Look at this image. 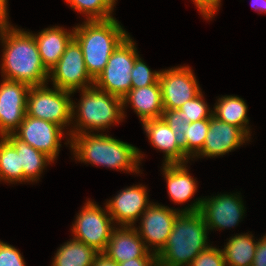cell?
<instances>
[{
  "label": "cell",
  "mask_w": 266,
  "mask_h": 266,
  "mask_svg": "<svg viewBox=\"0 0 266 266\" xmlns=\"http://www.w3.org/2000/svg\"><path fill=\"white\" fill-rule=\"evenodd\" d=\"M2 46L1 73L5 80L23 82L29 86L48 84L49 71L45 68L32 32L13 27L0 20Z\"/></svg>",
  "instance_id": "obj_1"
},
{
  "label": "cell",
  "mask_w": 266,
  "mask_h": 266,
  "mask_svg": "<svg viewBox=\"0 0 266 266\" xmlns=\"http://www.w3.org/2000/svg\"><path fill=\"white\" fill-rule=\"evenodd\" d=\"M68 142V143H67ZM73 156L81 163L140 173L142 152L135 146L103 133H80L67 139Z\"/></svg>",
  "instance_id": "obj_2"
},
{
  "label": "cell",
  "mask_w": 266,
  "mask_h": 266,
  "mask_svg": "<svg viewBox=\"0 0 266 266\" xmlns=\"http://www.w3.org/2000/svg\"><path fill=\"white\" fill-rule=\"evenodd\" d=\"M207 233L199 211L180 212L165 247L157 255L158 266H190L200 252L211 246Z\"/></svg>",
  "instance_id": "obj_3"
},
{
  "label": "cell",
  "mask_w": 266,
  "mask_h": 266,
  "mask_svg": "<svg viewBox=\"0 0 266 266\" xmlns=\"http://www.w3.org/2000/svg\"><path fill=\"white\" fill-rule=\"evenodd\" d=\"M74 27V39L81 46L88 74L95 80L111 54L129 35L116 18L84 21Z\"/></svg>",
  "instance_id": "obj_4"
},
{
  "label": "cell",
  "mask_w": 266,
  "mask_h": 266,
  "mask_svg": "<svg viewBox=\"0 0 266 266\" xmlns=\"http://www.w3.org/2000/svg\"><path fill=\"white\" fill-rule=\"evenodd\" d=\"M80 91L82 93L79 103L72 100L71 125L74 124L69 133H65L69 138L75 134L93 133L96 130L98 133L99 130L104 132L106 128L109 129L111 125L118 124L125 118L123 99L100 90L94 85Z\"/></svg>",
  "instance_id": "obj_5"
},
{
  "label": "cell",
  "mask_w": 266,
  "mask_h": 266,
  "mask_svg": "<svg viewBox=\"0 0 266 266\" xmlns=\"http://www.w3.org/2000/svg\"><path fill=\"white\" fill-rule=\"evenodd\" d=\"M128 35L113 51L104 70L94 80V86L123 99L131 89V70L140 56L136 43Z\"/></svg>",
  "instance_id": "obj_6"
},
{
  "label": "cell",
  "mask_w": 266,
  "mask_h": 266,
  "mask_svg": "<svg viewBox=\"0 0 266 266\" xmlns=\"http://www.w3.org/2000/svg\"><path fill=\"white\" fill-rule=\"evenodd\" d=\"M72 94L74 92L56 87L48 88L47 84L31 86L27 96L26 115L68 129L72 122Z\"/></svg>",
  "instance_id": "obj_7"
},
{
  "label": "cell",
  "mask_w": 266,
  "mask_h": 266,
  "mask_svg": "<svg viewBox=\"0 0 266 266\" xmlns=\"http://www.w3.org/2000/svg\"><path fill=\"white\" fill-rule=\"evenodd\" d=\"M239 194H218L211 198H198L181 212L199 211L209 231L233 228L243 219L246 211Z\"/></svg>",
  "instance_id": "obj_8"
},
{
  "label": "cell",
  "mask_w": 266,
  "mask_h": 266,
  "mask_svg": "<svg viewBox=\"0 0 266 266\" xmlns=\"http://www.w3.org/2000/svg\"><path fill=\"white\" fill-rule=\"evenodd\" d=\"M76 216L71 229L73 238L103 253L115 228L106 205L103 209L94 201L87 200Z\"/></svg>",
  "instance_id": "obj_9"
},
{
  "label": "cell",
  "mask_w": 266,
  "mask_h": 266,
  "mask_svg": "<svg viewBox=\"0 0 266 266\" xmlns=\"http://www.w3.org/2000/svg\"><path fill=\"white\" fill-rule=\"evenodd\" d=\"M53 87L75 92L94 85L84 63L81 46L73 38L57 64L49 71Z\"/></svg>",
  "instance_id": "obj_10"
},
{
  "label": "cell",
  "mask_w": 266,
  "mask_h": 266,
  "mask_svg": "<svg viewBox=\"0 0 266 266\" xmlns=\"http://www.w3.org/2000/svg\"><path fill=\"white\" fill-rule=\"evenodd\" d=\"M180 212L181 209L177 210L152 202L141 215L140 226L135 229L151 253L158 255L163 250Z\"/></svg>",
  "instance_id": "obj_11"
},
{
  "label": "cell",
  "mask_w": 266,
  "mask_h": 266,
  "mask_svg": "<svg viewBox=\"0 0 266 266\" xmlns=\"http://www.w3.org/2000/svg\"><path fill=\"white\" fill-rule=\"evenodd\" d=\"M159 83L164 109H178L202 91L188 65L160 70Z\"/></svg>",
  "instance_id": "obj_12"
},
{
  "label": "cell",
  "mask_w": 266,
  "mask_h": 266,
  "mask_svg": "<svg viewBox=\"0 0 266 266\" xmlns=\"http://www.w3.org/2000/svg\"><path fill=\"white\" fill-rule=\"evenodd\" d=\"M63 130L57 124L25 115L14 134L55 161L62 147L61 140L65 133Z\"/></svg>",
  "instance_id": "obj_13"
},
{
  "label": "cell",
  "mask_w": 266,
  "mask_h": 266,
  "mask_svg": "<svg viewBox=\"0 0 266 266\" xmlns=\"http://www.w3.org/2000/svg\"><path fill=\"white\" fill-rule=\"evenodd\" d=\"M31 86L3 79L0 84V137L14 133L26 115L27 96Z\"/></svg>",
  "instance_id": "obj_14"
},
{
  "label": "cell",
  "mask_w": 266,
  "mask_h": 266,
  "mask_svg": "<svg viewBox=\"0 0 266 266\" xmlns=\"http://www.w3.org/2000/svg\"><path fill=\"white\" fill-rule=\"evenodd\" d=\"M147 192L144 185H133L120 190L115 197L106 201L105 205L113 222L116 221L115 225L134 227L151 204Z\"/></svg>",
  "instance_id": "obj_15"
},
{
  "label": "cell",
  "mask_w": 266,
  "mask_h": 266,
  "mask_svg": "<svg viewBox=\"0 0 266 266\" xmlns=\"http://www.w3.org/2000/svg\"><path fill=\"white\" fill-rule=\"evenodd\" d=\"M250 137L239 127L230 125L212 116L202 149L193 157H218L238 149Z\"/></svg>",
  "instance_id": "obj_16"
},
{
  "label": "cell",
  "mask_w": 266,
  "mask_h": 266,
  "mask_svg": "<svg viewBox=\"0 0 266 266\" xmlns=\"http://www.w3.org/2000/svg\"><path fill=\"white\" fill-rule=\"evenodd\" d=\"M103 254L118 264L139 257H157L148 250L135 226L115 227Z\"/></svg>",
  "instance_id": "obj_17"
},
{
  "label": "cell",
  "mask_w": 266,
  "mask_h": 266,
  "mask_svg": "<svg viewBox=\"0 0 266 266\" xmlns=\"http://www.w3.org/2000/svg\"><path fill=\"white\" fill-rule=\"evenodd\" d=\"M142 126L152 147L165 153L164 164L188 163L190 158L178 147L173 131L163 118L146 120Z\"/></svg>",
  "instance_id": "obj_18"
},
{
  "label": "cell",
  "mask_w": 266,
  "mask_h": 266,
  "mask_svg": "<svg viewBox=\"0 0 266 266\" xmlns=\"http://www.w3.org/2000/svg\"><path fill=\"white\" fill-rule=\"evenodd\" d=\"M128 104L138 115L141 123L150 119L162 118L164 108L159 81L145 87L131 88L123 98V109L129 106Z\"/></svg>",
  "instance_id": "obj_19"
},
{
  "label": "cell",
  "mask_w": 266,
  "mask_h": 266,
  "mask_svg": "<svg viewBox=\"0 0 266 266\" xmlns=\"http://www.w3.org/2000/svg\"><path fill=\"white\" fill-rule=\"evenodd\" d=\"M38 51L45 68L50 71L60 60L66 46L74 38V27L67 32L64 27L53 26L45 28L38 34H33Z\"/></svg>",
  "instance_id": "obj_20"
},
{
  "label": "cell",
  "mask_w": 266,
  "mask_h": 266,
  "mask_svg": "<svg viewBox=\"0 0 266 266\" xmlns=\"http://www.w3.org/2000/svg\"><path fill=\"white\" fill-rule=\"evenodd\" d=\"M186 167L185 163H163L162 171L167 183V192L175 204H184L197 192V181Z\"/></svg>",
  "instance_id": "obj_21"
},
{
  "label": "cell",
  "mask_w": 266,
  "mask_h": 266,
  "mask_svg": "<svg viewBox=\"0 0 266 266\" xmlns=\"http://www.w3.org/2000/svg\"><path fill=\"white\" fill-rule=\"evenodd\" d=\"M20 153V167L23 168V182H37L47 165L54 161L46 154L33 148L14 133L5 136Z\"/></svg>",
  "instance_id": "obj_22"
},
{
  "label": "cell",
  "mask_w": 266,
  "mask_h": 266,
  "mask_svg": "<svg viewBox=\"0 0 266 266\" xmlns=\"http://www.w3.org/2000/svg\"><path fill=\"white\" fill-rule=\"evenodd\" d=\"M213 108V116L218 120L239 127L249 137L251 136L247 117L248 106L242 98L235 95L222 96L217 99Z\"/></svg>",
  "instance_id": "obj_23"
},
{
  "label": "cell",
  "mask_w": 266,
  "mask_h": 266,
  "mask_svg": "<svg viewBox=\"0 0 266 266\" xmlns=\"http://www.w3.org/2000/svg\"><path fill=\"white\" fill-rule=\"evenodd\" d=\"M98 254L93 247L72 238L57 249L51 266H93Z\"/></svg>",
  "instance_id": "obj_24"
},
{
  "label": "cell",
  "mask_w": 266,
  "mask_h": 266,
  "mask_svg": "<svg viewBox=\"0 0 266 266\" xmlns=\"http://www.w3.org/2000/svg\"><path fill=\"white\" fill-rule=\"evenodd\" d=\"M253 234H237L222 249L226 266H252L257 247Z\"/></svg>",
  "instance_id": "obj_25"
},
{
  "label": "cell",
  "mask_w": 266,
  "mask_h": 266,
  "mask_svg": "<svg viewBox=\"0 0 266 266\" xmlns=\"http://www.w3.org/2000/svg\"><path fill=\"white\" fill-rule=\"evenodd\" d=\"M0 181L22 183L23 168L20 167V153L6 138L0 137Z\"/></svg>",
  "instance_id": "obj_26"
},
{
  "label": "cell",
  "mask_w": 266,
  "mask_h": 266,
  "mask_svg": "<svg viewBox=\"0 0 266 266\" xmlns=\"http://www.w3.org/2000/svg\"><path fill=\"white\" fill-rule=\"evenodd\" d=\"M75 11L86 15V21L114 18L112 12L117 0H65Z\"/></svg>",
  "instance_id": "obj_27"
},
{
  "label": "cell",
  "mask_w": 266,
  "mask_h": 266,
  "mask_svg": "<svg viewBox=\"0 0 266 266\" xmlns=\"http://www.w3.org/2000/svg\"><path fill=\"white\" fill-rule=\"evenodd\" d=\"M209 130V119L186 122L184 135L187 140V156L192 159L203 147Z\"/></svg>",
  "instance_id": "obj_28"
},
{
  "label": "cell",
  "mask_w": 266,
  "mask_h": 266,
  "mask_svg": "<svg viewBox=\"0 0 266 266\" xmlns=\"http://www.w3.org/2000/svg\"><path fill=\"white\" fill-rule=\"evenodd\" d=\"M203 96L201 91L196 97L178 108L182 111V117L186 122L191 123L202 119H210L213 116V110L207 105Z\"/></svg>",
  "instance_id": "obj_29"
},
{
  "label": "cell",
  "mask_w": 266,
  "mask_h": 266,
  "mask_svg": "<svg viewBox=\"0 0 266 266\" xmlns=\"http://www.w3.org/2000/svg\"><path fill=\"white\" fill-rule=\"evenodd\" d=\"M162 118L173 131L178 147L187 155V140L184 135L186 121L182 117V111L179 109H164Z\"/></svg>",
  "instance_id": "obj_30"
},
{
  "label": "cell",
  "mask_w": 266,
  "mask_h": 266,
  "mask_svg": "<svg viewBox=\"0 0 266 266\" xmlns=\"http://www.w3.org/2000/svg\"><path fill=\"white\" fill-rule=\"evenodd\" d=\"M160 71H151L139 56L131 70V88H141L156 84L159 81Z\"/></svg>",
  "instance_id": "obj_31"
},
{
  "label": "cell",
  "mask_w": 266,
  "mask_h": 266,
  "mask_svg": "<svg viewBox=\"0 0 266 266\" xmlns=\"http://www.w3.org/2000/svg\"><path fill=\"white\" fill-rule=\"evenodd\" d=\"M190 266H226L222 249L209 246L194 258Z\"/></svg>",
  "instance_id": "obj_32"
},
{
  "label": "cell",
  "mask_w": 266,
  "mask_h": 266,
  "mask_svg": "<svg viewBox=\"0 0 266 266\" xmlns=\"http://www.w3.org/2000/svg\"><path fill=\"white\" fill-rule=\"evenodd\" d=\"M18 249L0 240V266H26Z\"/></svg>",
  "instance_id": "obj_33"
},
{
  "label": "cell",
  "mask_w": 266,
  "mask_h": 266,
  "mask_svg": "<svg viewBox=\"0 0 266 266\" xmlns=\"http://www.w3.org/2000/svg\"><path fill=\"white\" fill-rule=\"evenodd\" d=\"M198 8L200 14L205 20L214 18L213 16L217 13L221 0H192Z\"/></svg>",
  "instance_id": "obj_34"
},
{
  "label": "cell",
  "mask_w": 266,
  "mask_h": 266,
  "mask_svg": "<svg viewBox=\"0 0 266 266\" xmlns=\"http://www.w3.org/2000/svg\"><path fill=\"white\" fill-rule=\"evenodd\" d=\"M252 266H266V234L258 240Z\"/></svg>",
  "instance_id": "obj_35"
},
{
  "label": "cell",
  "mask_w": 266,
  "mask_h": 266,
  "mask_svg": "<svg viewBox=\"0 0 266 266\" xmlns=\"http://www.w3.org/2000/svg\"><path fill=\"white\" fill-rule=\"evenodd\" d=\"M119 266H158L157 257H139L119 263Z\"/></svg>",
  "instance_id": "obj_36"
},
{
  "label": "cell",
  "mask_w": 266,
  "mask_h": 266,
  "mask_svg": "<svg viewBox=\"0 0 266 266\" xmlns=\"http://www.w3.org/2000/svg\"><path fill=\"white\" fill-rule=\"evenodd\" d=\"M93 266H119L114 260L109 259L105 254L99 253L93 263Z\"/></svg>",
  "instance_id": "obj_37"
},
{
  "label": "cell",
  "mask_w": 266,
  "mask_h": 266,
  "mask_svg": "<svg viewBox=\"0 0 266 266\" xmlns=\"http://www.w3.org/2000/svg\"><path fill=\"white\" fill-rule=\"evenodd\" d=\"M251 7L254 8L255 11H260L266 13V0H252Z\"/></svg>",
  "instance_id": "obj_38"
},
{
  "label": "cell",
  "mask_w": 266,
  "mask_h": 266,
  "mask_svg": "<svg viewBox=\"0 0 266 266\" xmlns=\"http://www.w3.org/2000/svg\"><path fill=\"white\" fill-rule=\"evenodd\" d=\"M8 0H0V20H7L8 18Z\"/></svg>",
  "instance_id": "obj_39"
}]
</instances>
